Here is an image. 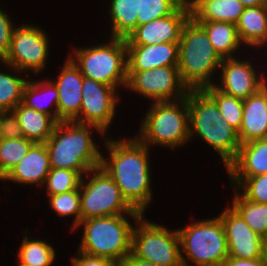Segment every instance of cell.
<instances>
[{
	"instance_id": "11",
	"label": "cell",
	"mask_w": 267,
	"mask_h": 266,
	"mask_svg": "<svg viewBox=\"0 0 267 266\" xmlns=\"http://www.w3.org/2000/svg\"><path fill=\"white\" fill-rule=\"evenodd\" d=\"M27 23H19L14 28L10 49L2 62L38 77L47 68L50 36L42 26Z\"/></svg>"
},
{
	"instance_id": "13",
	"label": "cell",
	"mask_w": 267,
	"mask_h": 266,
	"mask_svg": "<svg viewBox=\"0 0 267 266\" xmlns=\"http://www.w3.org/2000/svg\"><path fill=\"white\" fill-rule=\"evenodd\" d=\"M119 93L114 87L84 77L79 123L93 124L107 135L117 114Z\"/></svg>"
},
{
	"instance_id": "43",
	"label": "cell",
	"mask_w": 267,
	"mask_h": 266,
	"mask_svg": "<svg viewBox=\"0 0 267 266\" xmlns=\"http://www.w3.org/2000/svg\"><path fill=\"white\" fill-rule=\"evenodd\" d=\"M263 258L267 263V237L263 241Z\"/></svg>"
},
{
	"instance_id": "2",
	"label": "cell",
	"mask_w": 267,
	"mask_h": 266,
	"mask_svg": "<svg viewBox=\"0 0 267 266\" xmlns=\"http://www.w3.org/2000/svg\"><path fill=\"white\" fill-rule=\"evenodd\" d=\"M94 132L100 134L103 141L107 137L100 128L93 124L75 121L57 122L52 135L45 142L50 167L77 171L81 176L100 167L102 150L99 149L101 146L93 137Z\"/></svg>"
},
{
	"instance_id": "38",
	"label": "cell",
	"mask_w": 267,
	"mask_h": 266,
	"mask_svg": "<svg viewBox=\"0 0 267 266\" xmlns=\"http://www.w3.org/2000/svg\"><path fill=\"white\" fill-rule=\"evenodd\" d=\"M0 7V61H2L10 49L11 37L16 24L14 20Z\"/></svg>"
},
{
	"instance_id": "1",
	"label": "cell",
	"mask_w": 267,
	"mask_h": 266,
	"mask_svg": "<svg viewBox=\"0 0 267 266\" xmlns=\"http://www.w3.org/2000/svg\"><path fill=\"white\" fill-rule=\"evenodd\" d=\"M122 138L116 140L108 136L102 142L107 156L102 153L100 167L114 180L128 204L144 215L154 195L151 149L135 135Z\"/></svg>"
},
{
	"instance_id": "45",
	"label": "cell",
	"mask_w": 267,
	"mask_h": 266,
	"mask_svg": "<svg viewBox=\"0 0 267 266\" xmlns=\"http://www.w3.org/2000/svg\"><path fill=\"white\" fill-rule=\"evenodd\" d=\"M18 264H17V266H27V265H25V264H23V263H21V262H17Z\"/></svg>"
},
{
	"instance_id": "25",
	"label": "cell",
	"mask_w": 267,
	"mask_h": 266,
	"mask_svg": "<svg viewBox=\"0 0 267 266\" xmlns=\"http://www.w3.org/2000/svg\"><path fill=\"white\" fill-rule=\"evenodd\" d=\"M13 111L18 118L23 136L34 143H45L57 124L50 115L29 108L21 102Z\"/></svg>"
},
{
	"instance_id": "10",
	"label": "cell",
	"mask_w": 267,
	"mask_h": 266,
	"mask_svg": "<svg viewBox=\"0 0 267 266\" xmlns=\"http://www.w3.org/2000/svg\"><path fill=\"white\" fill-rule=\"evenodd\" d=\"M131 253L160 266H183L177 229L149 221L145 214L134 226Z\"/></svg>"
},
{
	"instance_id": "9",
	"label": "cell",
	"mask_w": 267,
	"mask_h": 266,
	"mask_svg": "<svg viewBox=\"0 0 267 266\" xmlns=\"http://www.w3.org/2000/svg\"><path fill=\"white\" fill-rule=\"evenodd\" d=\"M79 188L81 220L119 214H141L128 204L114 180L101 167L82 176Z\"/></svg>"
},
{
	"instance_id": "19",
	"label": "cell",
	"mask_w": 267,
	"mask_h": 266,
	"mask_svg": "<svg viewBox=\"0 0 267 266\" xmlns=\"http://www.w3.org/2000/svg\"><path fill=\"white\" fill-rule=\"evenodd\" d=\"M179 42L152 45H126L127 71H146L178 66Z\"/></svg>"
},
{
	"instance_id": "3",
	"label": "cell",
	"mask_w": 267,
	"mask_h": 266,
	"mask_svg": "<svg viewBox=\"0 0 267 266\" xmlns=\"http://www.w3.org/2000/svg\"><path fill=\"white\" fill-rule=\"evenodd\" d=\"M190 142L195 136L212 147L225 168L237 156L241 142L238 132L222 118L216 103L203 90H189Z\"/></svg>"
},
{
	"instance_id": "12",
	"label": "cell",
	"mask_w": 267,
	"mask_h": 266,
	"mask_svg": "<svg viewBox=\"0 0 267 266\" xmlns=\"http://www.w3.org/2000/svg\"><path fill=\"white\" fill-rule=\"evenodd\" d=\"M125 91L135 92L152 102L176 101L188 94L178 66L157 67L146 71H127Z\"/></svg>"
},
{
	"instance_id": "14",
	"label": "cell",
	"mask_w": 267,
	"mask_h": 266,
	"mask_svg": "<svg viewBox=\"0 0 267 266\" xmlns=\"http://www.w3.org/2000/svg\"><path fill=\"white\" fill-rule=\"evenodd\" d=\"M243 59H240V55L238 58L222 59L219 68L221 73H218L220 83L216 82L214 86L224 94L244 100L263 88L267 84V77L266 70L258 72L255 69L257 67L251 56Z\"/></svg>"
},
{
	"instance_id": "30",
	"label": "cell",
	"mask_w": 267,
	"mask_h": 266,
	"mask_svg": "<svg viewBox=\"0 0 267 266\" xmlns=\"http://www.w3.org/2000/svg\"><path fill=\"white\" fill-rule=\"evenodd\" d=\"M231 207L246 224L263 239L267 237V203H254L247 200L236 188Z\"/></svg>"
},
{
	"instance_id": "42",
	"label": "cell",
	"mask_w": 267,
	"mask_h": 266,
	"mask_svg": "<svg viewBox=\"0 0 267 266\" xmlns=\"http://www.w3.org/2000/svg\"><path fill=\"white\" fill-rule=\"evenodd\" d=\"M243 6L254 7L259 5H267V0H238Z\"/></svg>"
},
{
	"instance_id": "18",
	"label": "cell",
	"mask_w": 267,
	"mask_h": 266,
	"mask_svg": "<svg viewBox=\"0 0 267 266\" xmlns=\"http://www.w3.org/2000/svg\"><path fill=\"white\" fill-rule=\"evenodd\" d=\"M51 170L49 153L45 143H34L27 154L17 163L10 172L0 181L17 183L29 187L32 185L41 188Z\"/></svg>"
},
{
	"instance_id": "28",
	"label": "cell",
	"mask_w": 267,
	"mask_h": 266,
	"mask_svg": "<svg viewBox=\"0 0 267 266\" xmlns=\"http://www.w3.org/2000/svg\"><path fill=\"white\" fill-rule=\"evenodd\" d=\"M1 64L7 71L0 67V111L13 110L22 101L23 89L30 74L2 61H0V66Z\"/></svg>"
},
{
	"instance_id": "29",
	"label": "cell",
	"mask_w": 267,
	"mask_h": 266,
	"mask_svg": "<svg viewBox=\"0 0 267 266\" xmlns=\"http://www.w3.org/2000/svg\"><path fill=\"white\" fill-rule=\"evenodd\" d=\"M24 233L26 235L20 241L21 244L17 250V261L27 266H52L57 260V251L53 247L54 245L44 239H34L31 234L28 237L30 233L28 228H25Z\"/></svg>"
},
{
	"instance_id": "41",
	"label": "cell",
	"mask_w": 267,
	"mask_h": 266,
	"mask_svg": "<svg viewBox=\"0 0 267 266\" xmlns=\"http://www.w3.org/2000/svg\"><path fill=\"white\" fill-rule=\"evenodd\" d=\"M119 266H160V265L137 258L132 253H129Z\"/></svg>"
},
{
	"instance_id": "33",
	"label": "cell",
	"mask_w": 267,
	"mask_h": 266,
	"mask_svg": "<svg viewBox=\"0 0 267 266\" xmlns=\"http://www.w3.org/2000/svg\"><path fill=\"white\" fill-rule=\"evenodd\" d=\"M33 141L23 137L0 139V181L27 154Z\"/></svg>"
},
{
	"instance_id": "34",
	"label": "cell",
	"mask_w": 267,
	"mask_h": 266,
	"mask_svg": "<svg viewBox=\"0 0 267 266\" xmlns=\"http://www.w3.org/2000/svg\"><path fill=\"white\" fill-rule=\"evenodd\" d=\"M82 176L73 170L51 168L41 188L47 196L73 191L80 185Z\"/></svg>"
},
{
	"instance_id": "16",
	"label": "cell",
	"mask_w": 267,
	"mask_h": 266,
	"mask_svg": "<svg viewBox=\"0 0 267 266\" xmlns=\"http://www.w3.org/2000/svg\"><path fill=\"white\" fill-rule=\"evenodd\" d=\"M191 17L190 7L182 4L173 14L154 19L137 28L126 38V45H152L179 42L183 26Z\"/></svg>"
},
{
	"instance_id": "4",
	"label": "cell",
	"mask_w": 267,
	"mask_h": 266,
	"mask_svg": "<svg viewBox=\"0 0 267 266\" xmlns=\"http://www.w3.org/2000/svg\"><path fill=\"white\" fill-rule=\"evenodd\" d=\"M142 216L143 214H119L81 220L73 230L83 229L77 250L112 259L120 265L132 251L133 229Z\"/></svg>"
},
{
	"instance_id": "39",
	"label": "cell",
	"mask_w": 267,
	"mask_h": 266,
	"mask_svg": "<svg viewBox=\"0 0 267 266\" xmlns=\"http://www.w3.org/2000/svg\"><path fill=\"white\" fill-rule=\"evenodd\" d=\"M76 251L77 255L72 256L69 261L72 266H119V264L112 259L92 256L78 250Z\"/></svg>"
},
{
	"instance_id": "31",
	"label": "cell",
	"mask_w": 267,
	"mask_h": 266,
	"mask_svg": "<svg viewBox=\"0 0 267 266\" xmlns=\"http://www.w3.org/2000/svg\"><path fill=\"white\" fill-rule=\"evenodd\" d=\"M202 90L216 103L222 118L239 132L243 119V99L224 94L214 85Z\"/></svg>"
},
{
	"instance_id": "22",
	"label": "cell",
	"mask_w": 267,
	"mask_h": 266,
	"mask_svg": "<svg viewBox=\"0 0 267 266\" xmlns=\"http://www.w3.org/2000/svg\"><path fill=\"white\" fill-rule=\"evenodd\" d=\"M241 43L246 48L267 47V5L246 7L236 24Z\"/></svg>"
},
{
	"instance_id": "6",
	"label": "cell",
	"mask_w": 267,
	"mask_h": 266,
	"mask_svg": "<svg viewBox=\"0 0 267 266\" xmlns=\"http://www.w3.org/2000/svg\"><path fill=\"white\" fill-rule=\"evenodd\" d=\"M141 118L135 135L150 149L156 147L179 150L190 142L187 96L176 101L152 102Z\"/></svg>"
},
{
	"instance_id": "37",
	"label": "cell",
	"mask_w": 267,
	"mask_h": 266,
	"mask_svg": "<svg viewBox=\"0 0 267 266\" xmlns=\"http://www.w3.org/2000/svg\"><path fill=\"white\" fill-rule=\"evenodd\" d=\"M19 121L13 110L0 111V139L23 138Z\"/></svg>"
},
{
	"instance_id": "32",
	"label": "cell",
	"mask_w": 267,
	"mask_h": 266,
	"mask_svg": "<svg viewBox=\"0 0 267 266\" xmlns=\"http://www.w3.org/2000/svg\"><path fill=\"white\" fill-rule=\"evenodd\" d=\"M51 211L60 218L74 217L70 230L73 232L81 221L80 188L62 194L47 196Z\"/></svg>"
},
{
	"instance_id": "23",
	"label": "cell",
	"mask_w": 267,
	"mask_h": 266,
	"mask_svg": "<svg viewBox=\"0 0 267 266\" xmlns=\"http://www.w3.org/2000/svg\"><path fill=\"white\" fill-rule=\"evenodd\" d=\"M28 78L22 93L21 103L38 112L50 115L58 122V89L51 78L37 80Z\"/></svg>"
},
{
	"instance_id": "20",
	"label": "cell",
	"mask_w": 267,
	"mask_h": 266,
	"mask_svg": "<svg viewBox=\"0 0 267 266\" xmlns=\"http://www.w3.org/2000/svg\"><path fill=\"white\" fill-rule=\"evenodd\" d=\"M228 178H249L267 173V138L241 143L237 156L226 167Z\"/></svg>"
},
{
	"instance_id": "15",
	"label": "cell",
	"mask_w": 267,
	"mask_h": 266,
	"mask_svg": "<svg viewBox=\"0 0 267 266\" xmlns=\"http://www.w3.org/2000/svg\"><path fill=\"white\" fill-rule=\"evenodd\" d=\"M217 216L224 227L230 257L242 259L263 257L264 239L256 234L231 206L227 205Z\"/></svg>"
},
{
	"instance_id": "40",
	"label": "cell",
	"mask_w": 267,
	"mask_h": 266,
	"mask_svg": "<svg viewBox=\"0 0 267 266\" xmlns=\"http://www.w3.org/2000/svg\"><path fill=\"white\" fill-rule=\"evenodd\" d=\"M222 266H267V263L263 257L258 259H242L229 256Z\"/></svg>"
},
{
	"instance_id": "24",
	"label": "cell",
	"mask_w": 267,
	"mask_h": 266,
	"mask_svg": "<svg viewBox=\"0 0 267 266\" xmlns=\"http://www.w3.org/2000/svg\"><path fill=\"white\" fill-rule=\"evenodd\" d=\"M244 8L238 0H196L190 11L196 22L220 21L236 25Z\"/></svg>"
},
{
	"instance_id": "21",
	"label": "cell",
	"mask_w": 267,
	"mask_h": 266,
	"mask_svg": "<svg viewBox=\"0 0 267 266\" xmlns=\"http://www.w3.org/2000/svg\"><path fill=\"white\" fill-rule=\"evenodd\" d=\"M238 137L241 143L267 138V84L243 100V119Z\"/></svg>"
},
{
	"instance_id": "5",
	"label": "cell",
	"mask_w": 267,
	"mask_h": 266,
	"mask_svg": "<svg viewBox=\"0 0 267 266\" xmlns=\"http://www.w3.org/2000/svg\"><path fill=\"white\" fill-rule=\"evenodd\" d=\"M178 44V70L188 89L202 90L215 85L213 76L219 72L222 58L214 50L204 28L192 17L183 26Z\"/></svg>"
},
{
	"instance_id": "26",
	"label": "cell",
	"mask_w": 267,
	"mask_h": 266,
	"mask_svg": "<svg viewBox=\"0 0 267 266\" xmlns=\"http://www.w3.org/2000/svg\"><path fill=\"white\" fill-rule=\"evenodd\" d=\"M110 37L126 39L137 28L140 0H109Z\"/></svg>"
},
{
	"instance_id": "35",
	"label": "cell",
	"mask_w": 267,
	"mask_h": 266,
	"mask_svg": "<svg viewBox=\"0 0 267 266\" xmlns=\"http://www.w3.org/2000/svg\"><path fill=\"white\" fill-rule=\"evenodd\" d=\"M230 188H236L247 200L267 203V173L249 178H228Z\"/></svg>"
},
{
	"instance_id": "8",
	"label": "cell",
	"mask_w": 267,
	"mask_h": 266,
	"mask_svg": "<svg viewBox=\"0 0 267 266\" xmlns=\"http://www.w3.org/2000/svg\"><path fill=\"white\" fill-rule=\"evenodd\" d=\"M177 232L183 266H222L229 257L224 227L216 215L194 220Z\"/></svg>"
},
{
	"instance_id": "27",
	"label": "cell",
	"mask_w": 267,
	"mask_h": 266,
	"mask_svg": "<svg viewBox=\"0 0 267 266\" xmlns=\"http://www.w3.org/2000/svg\"><path fill=\"white\" fill-rule=\"evenodd\" d=\"M198 23L204 28L214 50L222 59L235 58L237 51L244 47L239 39L236 25L220 21Z\"/></svg>"
},
{
	"instance_id": "36",
	"label": "cell",
	"mask_w": 267,
	"mask_h": 266,
	"mask_svg": "<svg viewBox=\"0 0 267 266\" xmlns=\"http://www.w3.org/2000/svg\"><path fill=\"white\" fill-rule=\"evenodd\" d=\"M181 5V0H140V17H137V26L169 16Z\"/></svg>"
},
{
	"instance_id": "17",
	"label": "cell",
	"mask_w": 267,
	"mask_h": 266,
	"mask_svg": "<svg viewBox=\"0 0 267 266\" xmlns=\"http://www.w3.org/2000/svg\"><path fill=\"white\" fill-rule=\"evenodd\" d=\"M61 68L57 77L52 79L58 89V122L79 123L84 76L68 56Z\"/></svg>"
},
{
	"instance_id": "7",
	"label": "cell",
	"mask_w": 267,
	"mask_h": 266,
	"mask_svg": "<svg viewBox=\"0 0 267 266\" xmlns=\"http://www.w3.org/2000/svg\"><path fill=\"white\" fill-rule=\"evenodd\" d=\"M107 42L94 46L73 47L68 56L78 67L82 75L118 91L127 83V47L126 39L110 37Z\"/></svg>"
},
{
	"instance_id": "44",
	"label": "cell",
	"mask_w": 267,
	"mask_h": 266,
	"mask_svg": "<svg viewBox=\"0 0 267 266\" xmlns=\"http://www.w3.org/2000/svg\"><path fill=\"white\" fill-rule=\"evenodd\" d=\"M196 0H181L182 4L190 7Z\"/></svg>"
}]
</instances>
